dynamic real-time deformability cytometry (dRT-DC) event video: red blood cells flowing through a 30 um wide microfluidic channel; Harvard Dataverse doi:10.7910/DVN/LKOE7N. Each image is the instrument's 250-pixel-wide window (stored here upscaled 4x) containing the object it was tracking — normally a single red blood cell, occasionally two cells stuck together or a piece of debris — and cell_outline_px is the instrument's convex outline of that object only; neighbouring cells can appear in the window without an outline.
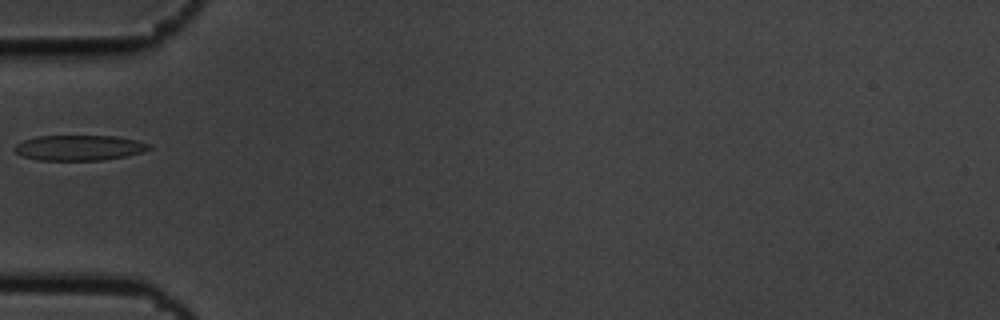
{"species": "common noctule bat (a hibernating species)", "species_latin": "Nyctalus noctula", "temperature_condition": "cold", "stored_images_in_passage": 5, "camera_frame_rate_fps": 3000, "um_per_image_px": 0.085, "animal": {"sex": "male", "body_mass_g": 19.5, "forearm_length_mm": 54.6}, "frame": {"image": 1, "passage_image": 4, "time_ms": 1.0, "image_size_px": [1000, 320], "cell_outline_px": [[152, 148], [144, 152], [124, 156], [100, 160], [40, 160], [24, 156], [16, 152], [12, 148], [16, 144], [24, 140], [36, 136], [116, 136], [136, 140], [148, 144]], "centroid_in_image_um": [6.72, 12.55], "position_along_channel_um": 78.3, "area_um2": 19.71}}
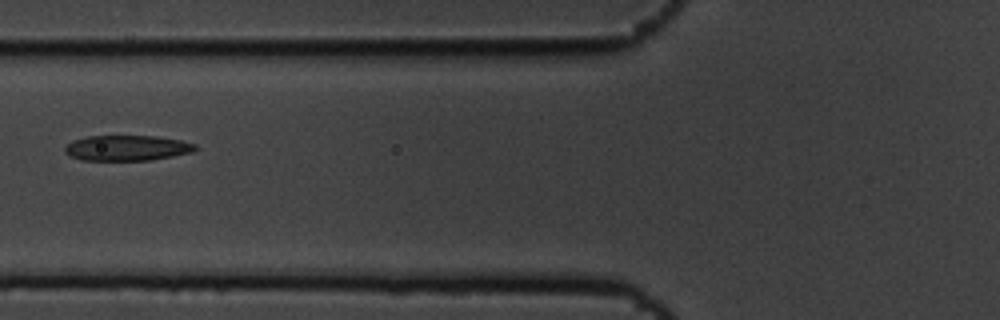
{"frame": {"image": 2, "passage_image": 5, "time_ms": 1.333, "image_size_px": [1000, 320], "cell_outline_px": [[196, 148], [192, 152], [172, 156], [148, 160], [80, 160], [68, 156], [64, 152], [64, 148], [72, 140], [88, 136], [156, 136], [180, 140], [196, 144]], "centroid_in_image_um": [10.74, 12.58], "position_along_channel_um": 115.1, "area_um2": 19.31}}